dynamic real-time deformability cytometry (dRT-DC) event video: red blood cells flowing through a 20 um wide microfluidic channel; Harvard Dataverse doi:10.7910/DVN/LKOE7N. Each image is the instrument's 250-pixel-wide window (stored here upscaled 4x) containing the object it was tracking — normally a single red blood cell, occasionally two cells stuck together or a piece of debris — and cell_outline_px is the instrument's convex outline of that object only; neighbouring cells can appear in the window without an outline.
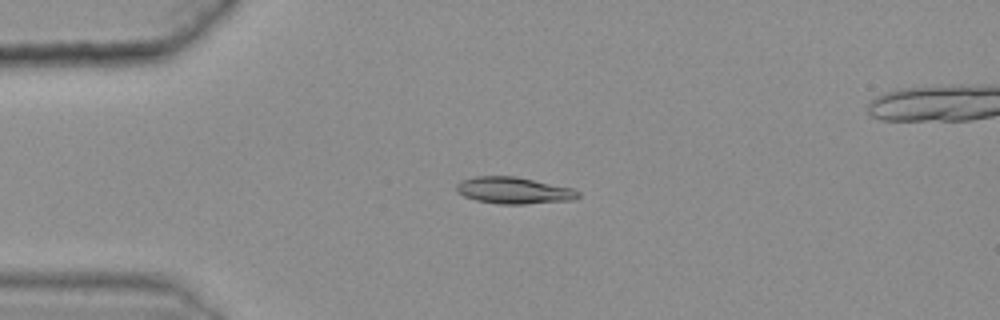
{"species": "common noctule bat (a hibernating species)", "species_latin": "Nyctalus noctula", "temperature_condition": "warm", "stored_images_in_passage": 45, "camera_frame_rate_fps": 3000, "um_per_image_px": 0.085, "animal": {"sex": "female", "body_mass_g": 25.1}, "frame": {"image": 1, "passage_image": 11, "time_ms": 3.333, "image_size_px": [1000, 320], "cell_outline_px": [[580, 196], [576, 200], [524, 204], [496, 204], [476, 200], [464, 196], [456, 188], [456, 184], [460, 180], [476, 176], [516, 176], [572, 188], [580, 192]], "centroid_in_image_um": [43.69, 16.19], "position_along_channel_um": 41.3, "area_um2": 19.02}}
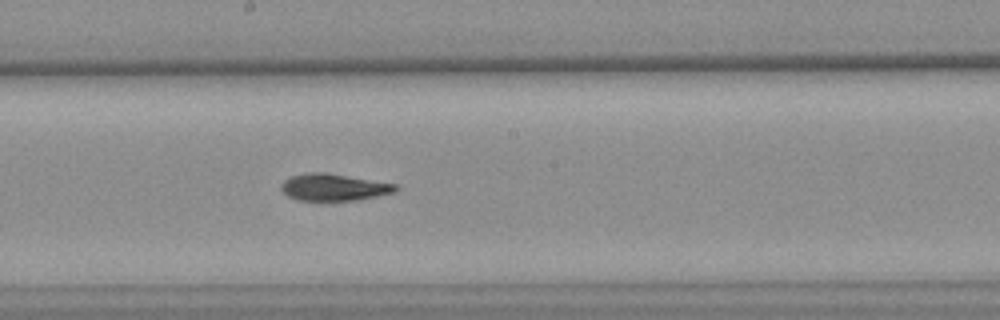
{"frame": {"image": 2, "passage_image": 28, "time_ms": 9.0, "image_size_px": [1000, 320], "cell_outline_px": [[400, 188], [396, 192], [356, 200], [300, 200], [288, 196], [280, 188], [280, 184], [284, 180], [292, 176], [308, 172], [324, 172], [396, 184]], "centroid_in_image_um": [28.37, 15.91], "position_along_channel_um": 219.8, "area_um2": 17.8}}
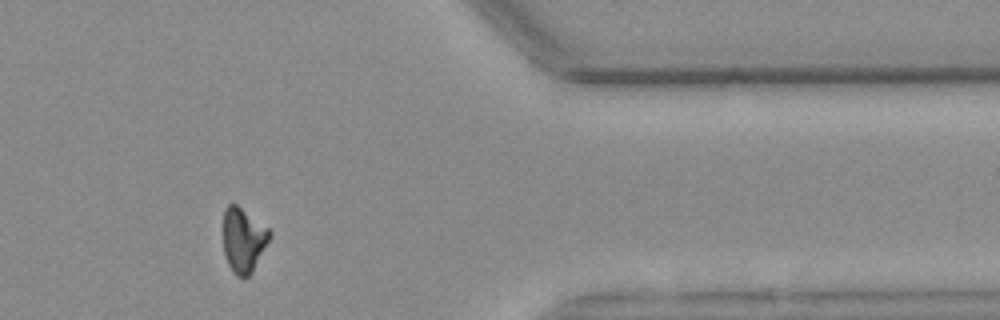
{"frame": {"image": 3, "passage_image": 44, "time_ms": 14.333, "image_size_px": [1000, 320], "cell_outline_px": [[272, 236], [252, 272], [244, 280], [236, 276], [232, 272], [228, 264], [224, 252], [224, 208], [228, 204], [236, 204], [268, 228], [272, 232]], "centroid_in_image_um": [20.7, 20.43], "position_along_channel_um": 390.7, "area_um2": 17.51}, "authors_computed_cell_mechanics": {"area_um2": 18.2648, "velocity_mm_per_s": 3.6047, "shape_relaxation_time_tau1_ms": 6.9115, "shape_relaxation_time_tau2_ms": 9.7656, "deformation_change_tau1": 0.1832, "deformation_change_tau2": 0.1052}}